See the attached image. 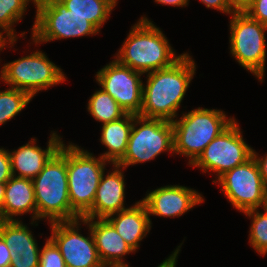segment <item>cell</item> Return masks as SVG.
<instances>
[{"label": "cell", "mask_w": 267, "mask_h": 267, "mask_svg": "<svg viewBox=\"0 0 267 267\" xmlns=\"http://www.w3.org/2000/svg\"><path fill=\"white\" fill-rule=\"evenodd\" d=\"M196 73V64L188 52L172 66L146 73L140 116L173 122Z\"/></svg>", "instance_id": "cell-1"}, {"label": "cell", "mask_w": 267, "mask_h": 267, "mask_svg": "<svg viewBox=\"0 0 267 267\" xmlns=\"http://www.w3.org/2000/svg\"><path fill=\"white\" fill-rule=\"evenodd\" d=\"M163 31L146 16L140 17L113 56L119 63L143 74L172 66L177 55Z\"/></svg>", "instance_id": "cell-2"}, {"label": "cell", "mask_w": 267, "mask_h": 267, "mask_svg": "<svg viewBox=\"0 0 267 267\" xmlns=\"http://www.w3.org/2000/svg\"><path fill=\"white\" fill-rule=\"evenodd\" d=\"M37 204V221H74L81 217L71 208L68 190L65 143L32 179Z\"/></svg>", "instance_id": "cell-3"}, {"label": "cell", "mask_w": 267, "mask_h": 267, "mask_svg": "<svg viewBox=\"0 0 267 267\" xmlns=\"http://www.w3.org/2000/svg\"><path fill=\"white\" fill-rule=\"evenodd\" d=\"M236 118L229 117L222 110L198 107L182 113L172 122L173 154L188 157L190 166L202 153L205 147Z\"/></svg>", "instance_id": "cell-4"}, {"label": "cell", "mask_w": 267, "mask_h": 267, "mask_svg": "<svg viewBox=\"0 0 267 267\" xmlns=\"http://www.w3.org/2000/svg\"><path fill=\"white\" fill-rule=\"evenodd\" d=\"M65 159L71 208L82 218L92 208L107 164H112L72 142L65 144Z\"/></svg>", "instance_id": "cell-5"}, {"label": "cell", "mask_w": 267, "mask_h": 267, "mask_svg": "<svg viewBox=\"0 0 267 267\" xmlns=\"http://www.w3.org/2000/svg\"><path fill=\"white\" fill-rule=\"evenodd\" d=\"M35 6L31 41L36 46L55 40L98 35L100 32L85 17L67 10L60 0H36Z\"/></svg>", "instance_id": "cell-6"}, {"label": "cell", "mask_w": 267, "mask_h": 267, "mask_svg": "<svg viewBox=\"0 0 267 267\" xmlns=\"http://www.w3.org/2000/svg\"><path fill=\"white\" fill-rule=\"evenodd\" d=\"M230 16V54L261 83L266 68L267 26L250 18L243 11H235Z\"/></svg>", "instance_id": "cell-7"}, {"label": "cell", "mask_w": 267, "mask_h": 267, "mask_svg": "<svg viewBox=\"0 0 267 267\" xmlns=\"http://www.w3.org/2000/svg\"><path fill=\"white\" fill-rule=\"evenodd\" d=\"M62 70L50 61L45 52L36 49L29 55L5 63L0 70V80L33 98L39 91L66 81Z\"/></svg>", "instance_id": "cell-8"}, {"label": "cell", "mask_w": 267, "mask_h": 267, "mask_svg": "<svg viewBox=\"0 0 267 267\" xmlns=\"http://www.w3.org/2000/svg\"><path fill=\"white\" fill-rule=\"evenodd\" d=\"M164 152L172 155L174 152L172 122L133 114L127 150L117 165L126 169L130 165L151 161Z\"/></svg>", "instance_id": "cell-9"}, {"label": "cell", "mask_w": 267, "mask_h": 267, "mask_svg": "<svg viewBox=\"0 0 267 267\" xmlns=\"http://www.w3.org/2000/svg\"><path fill=\"white\" fill-rule=\"evenodd\" d=\"M238 121H234L213 139L190 165L203 173L214 172L213 183L225 172L243 164L253 156V148L243 139Z\"/></svg>", "instance_id": "cell-10"}, {"label": "cell", "mask_w": 267, "mask_h": 267, "mask_svg": "<svg viewBox=\"0 0 267 267\" xmlns=\"http://www.w3.org/2000/svg\"><path fill=\"white\" fill-rule=\"evenodd\" d=\"M213 184L221 186V192L232 207L241 213L264 208L266 184L253 156L243 164L225 172Z\"/></svg>", "instance_id": "cell-11"}, {"label": "cell", "mask_w": 267, "mask_h": 267, "mask_svg": "<svg viewBox=\"0 0 267 267\" xmlns=\"http://www.w3.org/2000/svg\"><path fill=\"white\" fill-rule=\"evenodd\" d=\"M81 224L87 225L89 229L87 237L80 232ZM49 225L51 236L48 238L61 252L66 267H101L103 263L98 255L93 234L82 218L74 221L53 222Z\"/></svg>", "instance_id": "cell-12"}, {"label": "cell", "mask_w": 267, "mask_h": 267, "mask_svg": "<svg viewBox=\"0 0 267 267\" xmlns=\"http://www.w3.org/2000/svg\"><path fill=\"white\" fill-rule=\"evenodd\" d=\"M142 75L143 73L113 59L96 72L95 79L96 83L114 98L126 113L139 115L144 84Z\"/></svg>", "instance_id": "cell-13"}, {"label": "cell", "mask_w": 267, "mask_h": 267, "mask_svg": "<svg viewBox=\"0 0 267 267\" xmlns=\"http://www.w3.org/2000/svg\"><path fill=\"white\" fill-rule=\"evenodd\" d=\"M141 201L146 205L149 216L167 218L180 217L205 201L195 189L182 185H166L146 192Z\"/></svg>", "instance_id": "cell-14"}, {"label": "cell", "mask_w": 267, "mask_h": 267, "mask_svg": "<svg viewBox=\"0 0 267 267\" xmlns=\"http://www.w3.org/2000/svg\"><path fill=\"white\" fill-rule=\"evenodd\" d=\"M63 142L57 131H51L47 148L45 149H42L37 144V139L32 137L25 145L13 151L11 150V152L9 151L12 175L32 180L60 149Z\"/></svg>", "instance_id": "cell-15"}, {"label": "cell", "mask_w": 267, "mask_h": 267, "mask_svg": "<svg viewBox=\"0 0 267 267\" xmlns=\"http://www.w3.org/2000/svg\"><path fill=\"white\" fill-rule=\"evenodd\" d=\"M112 171L103 173L95 193L92 208L82 218H106L127 209L125 207L124 167L112 164ZM106 174V175H105Z\"/></svg>", "instance_id": "cell-16"}, {"label": "cell", "mask_w": 267, "mask_h": 267, "mask_svg": "<svg viewBox=\"0 0 267 267\" xmlns=\"http://www.w3.org/2000/svg\"><path fill=\"white\" fill-rule=\"evenodd\" d=\"M31 214V225L38 226L37 204L31 179L12 176L5 183L2 220H21L18 216ZM17 217V218H16Z\"/></svg>", "instance_id": "cell-17"}, {"label": "cell", "mask_w": 267, "mask_h": 267, "mask_svg": "<svg viewBox=\"0 0 267 267\" xmlns=\"http://www.w3.org/2000/svg\"><path fill=\"white\" fill-rule=\"evenodd\" d=\"M105 219L135 252L152 227L146 205L141 200L130 207L127 206L125 210L107 216Z\"/></svg>", "instance_id": "cell-18"}, {"label": "cell", "mask_w": 267, "mask_h": 267, "mask_svg": "<svg viewBox=\"0 0 267 267\" xmlns=\"http://www.w3.org/2000/svg\"><path fill=\"white\" fill-rule=\"evenodd\" d=\"M93 234L103 264H125L124 257L136 253L105 218H82Z\"/></svg>", "instance_id": "cell-19"}, {"label": "cell", "mask_w": 267, "mask_h": 267, "mask_svg": "<svg viewBox=\"0 0 267 267\" xmlns=\"http://www.w3.org/2000/svg\"><path fill=\"white\" fill-rule=\"evenodd\" d=\"M102 145L107 147L100 156L111 164H117L125 155L130 133L133 127V114L126 113L118 120L102 124Z\"/></svg>", "instance_id": "cell-20"}, {"label": "cell", "mask_w": 267, "mask_h": 267, "mask_svg": "<svg viewBox=\"0 0 267 267\" xmlns=\"http://www.w3.org/2000/svg\"><path fill=\"white\" fill-rule=\"evenodd\" d=\"M0 236L12 254L21 256H40L41 248L32 231L21 220H0Z\"/></svg>", "instance_id": "cell-21"}, {"label": "cell", "mask_w": 267, "mask_h": 267, "mask_svg": "<svg viewBox=\"0 0 267 267\" xmlns=\"http://www.w3.org/2000/svg\"><path fill=\"white\" fill-rule=\"evenodd\" d=\"M73 14L85 17L99 31L115 8L107 0H60Z\"/></svg>", "instance_id": "cell-22"}, {"label": "cell", "mask_w": 267, "mask_h": 267, "mask_svg": "<svg viewBox=\"0 0 267 267\" xmlns=\"http://www.w3.org/2000/svg\"><path fill=\"white\" fill-rule=\"evenodd\" d=\"M31 2L35 6L36 0H0V41L19 38L14 25L23 19Z\"/></svg>", "instance_id": "cell-23"}, {"label": "cell", "mask_w": 267, "mask_h": 267, "mask_svg": "<svg viewBox=\"0 0 267 267\" xmlns=\"http://www.w3.org/2000/svg\"><path fill=\"white\" fill-rule=\"evenodd\" d=\"M96 90L87 104V112L101 124L109 123L123 117L126 112L119 106L114 98L102 88Z\"/></svg>", "instance_id": "cell-24"}, {"label": "cell", "mask_w": 267, "mask_h": 267, "mask_svg": "<svg viewBox=\"0 0 267 267\" xmlns=\"http://www.w3.org/2000/svg\"><path fill=\"white\" fill-rule=\"evenodd\" d=\"M32 99L27 92L12 87L0 90V126L11 121Z\"/></svg>", "instance_id": "cell-25"}, {"label": "cell", "mask_w": 267, "mask_h": 267, "mask_svg": "<svg viewBox=\"0 0 267 267\" xmlns=\"http://www.w3.org/2000/svg\"><path fill=\"white\" fill-rule=\"evenodd\" d=\"M264 212H260L259 208L244 212L251 219L249 227V244L258 252L259 255L267 254V210L262 208Z\"/></svg>", "instance_id": "cell-26"}, {"label": "cell", "mask_w": 267, "mask_h": 267, "mask_svg": "<svg viewBox=\"0 0 267 267\" xmlns=\"http://www.w3.org/2000/svg\"><path fill=\"white\" fill-rule=\"evenodd\" d=\"M39 267H66L61 252L49 238L40 250Z\"/></svg>", "instance_id": "cell-27"}, {"label": "cell", "mask_w": 267, "mask_h": 267, "mask_svg": "<svg viewBox=\"0 0 267 267\" xmlns=\"http://www.w3.org/2000/svg\"><path fill=\"white\" fill-rule=\"evenodd\" d=\"M243 12L267 26V0H251Z\"/></svg>", "instance_id": "cell-28"}, {"label": "cell", "mask_w": 267, "mask_h": 267, "mask_svg": "<svg viewBox=\"0 0 267 267\" xmlns=\"http://www.w3.org/2000/svg\"><path fill=\"white\" fill-rule=\"evenodd\" d=\"M9 150L0 148V183H6L12 177Z\"/></svg>", "instance_id": "cell-29"}, {"label": "cell", "mask_w": 267, "mask_h": 267, "mask_svg": "<svg viewBox=\"0 0 267 267\" xmlns=\"http://www.w3.org/2000/svg\"><path fill=\"white\" fill-rule=\"evenodd\" d=\"M40 256H21L12 254L10 267H39Z\"/></svg>", "instance_id": "cell-30"}, {"label": "cell", "mask_w": 267, "mask_h": 267, "mask_svg": "<svg viewBox=\"0 0 267 267\" xmlns=\"http://www.w3.org/2000/svg\"><path fill=\"white\" fill-rule=\"evenodd\" d=\"M207 8H212L220 11L221 13L230 15L236 10L231 6L228 0H200Z\"/></svg>", "instance_id": "cell-31"}, {"label": "cell", "mask_w": 267, "mask_h": 267, "mask_svg": "<svg viewBox=\"0 0 267 267\" xmlns=\"http://www.w3.org/2000/svg\"><path fill=\"white\" fill-rule=\"evenodd\" d=\"M12 253L0 236V267H10Z\"/></svg>", "instance_id": "cell-32"}, {"label": "cell", "mask_w": 267, "mask_h": 267, "mask_svg": "<svg viewBox=\"0 0 267 267\" xmlns=\"http://www.w3.org/2000/svg\"><path fill=\"white\" fill-rule=\"evenodd\" d=\"M253 157L255 158L259 166L262 179L264 183L267 185V154H265V156L264 155L261 156L255 151V149H253Z\"/></svg>", "instance_id": "cell-33"}, {"label": "cell", "mask_w": 267, "mask_h": 267, "mask_svg": "<svg viewBox=\"0 0 267 267\" xmlns=\"http://www.w3.org/2000/svg\"><path fill=\"white\" fill-rule=\"evenodd\" d=\"M183 242L170 254L163 262H161L157 267H176L179 252L181 251V246Z\"/></svg>", "instance_id": "cell-34"}, {"label": "cell", "mask_w": 267, "mask_h": 267, "mask_svg": "<svg viewBox=\"0 0 267 267\" xmlns=\"http://www.w3.org/2000/svg\"><path fill=\"white\" fill-rule=\"evenodd\" d=\"M190 0H154L155 3L163 5H169L173 7H185L188 6Z\"/></svg>", "instance_id": "cell-35"}, {"label": "cell", "mask_w": 267, "mask_h": 267, "mask_svg": "<svg viewBox=\"0 0 267 267\" xmlns=\"http://www.w3.org/2000/svg\"><path fill=\"white\" fill-rule=\"evenodd\" d=\"M228 1L236 11H243V9L250 3L251 0H228Z\"/></svg>", "instance_id": "cell-36"}, {"label": "cell", "mask_w": 267, "mask_h": 267, "mask_svg": "<svg viewBox=\"0 0 267 267\" xmlns=\"http://www.w3.org/2000/svg\"><path fill=\"white\" fill-rule=\"evenodd\" d=\"M5 183H0V220H2V206L4 203Z\"/></svg>", "instance_id": "cell-37"}, {"label": "cell", "mask_w": 267, "mask_h": 267, "mask_svg": "<svg viewBox=\"0 0 267 267\" xmlns=\"http://www.w3.org/2000/svg\"><path fill=\"white\" fill-rule=\"evenodd\" d=\"M16 42L17 40H1L0 41V52L3 51V49L7 48L8 45L12 48Z\"/></svg>", "instance_id": "cell-38"}, {"label": "cell", "mask_w": 267, "mask_h": 267, "mask_svg": "<svg viewBox=\"0 0 267 267\" xmlns=\"http://www.w3.org/2000/svg\"><path fill=\"white\" fill-rule=\"evenodd\" d=\"M101 267H130V265L127 263L125 264L112 263V264H102Z\"/></svg>", "instance_id": "cell-39"}, {"label": "cell", "mask_w": 267, "mask_h": 267, "mask_svg": "<svg viewBox=\"0 0 267 267\" xmlns=\"http://www.w3.org/2000/svg\"><path fill=\"white\" fill-rule=\"evenodd\" d=\"M109 1L114 7H116L118 0H107Z\"/></svg>", "instance_id": "cell-40"}, {"label": "cell", "mask_w": 267, "mask_h": 267, "mask_svg": "<svg viewBox=\"0 0 267 267\" xmlns=\"http://www.w3.org/2000/svg\"><path fill=\"white\" fill-rule=\"evenodd\" d=\"M264 208L267 210V185H266V194H265V205Z\"/></svg>", "instance_id": "cell-41"}]
</instances>
